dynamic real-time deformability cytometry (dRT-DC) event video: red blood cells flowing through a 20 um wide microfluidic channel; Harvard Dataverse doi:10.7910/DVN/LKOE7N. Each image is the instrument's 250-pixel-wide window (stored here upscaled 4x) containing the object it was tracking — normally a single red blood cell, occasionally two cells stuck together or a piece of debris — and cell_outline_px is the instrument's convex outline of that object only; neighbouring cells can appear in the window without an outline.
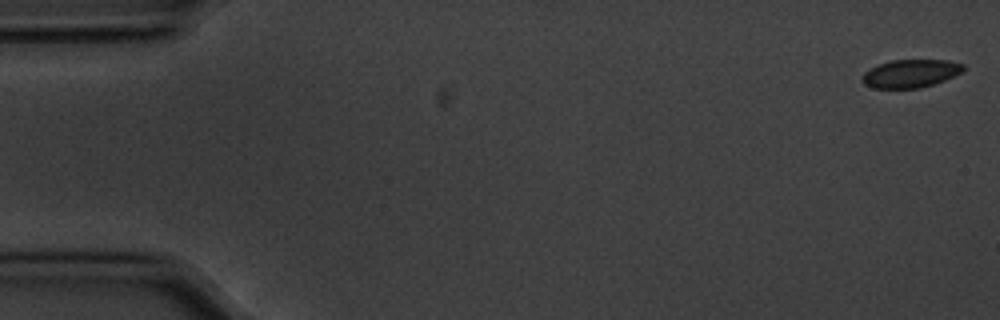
{"species": "common noctule bat (a hibernating species)", "species_latin": "Nyctalus noctula", "temperature_condition": "cold", "stored_images_in_passage": 56, "camera_frame_rate_fps": 3000, "um_per_image_px": 0.085, "animal": {"sex": "male", "body_mass_g": 20.1, "forearm_length_mm": 53.5}, "frame": {"image": 1, "passage_image": 1, "time_ms": 0.0, "image_size_px": [1000, 320], "cell_outline_px": [[964, 72], [944, 80], [920, 88], [872, 88], [864, 84], [860, 80], [860, 76], [864, 72], [880, 64], [892, 60], [948, 60], [964, 64]], "centroid_in_image_um": [77.39, 6.25], "position_along_channel_um": 7.6, "area_um2": 16.59}}
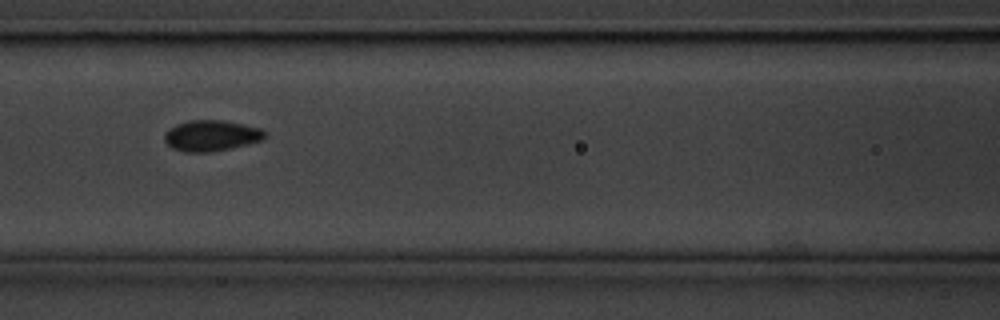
{"frame": {"image": 2, "passage_image": 24, "time_ms": 7.667, "image_size_px": [1000, 320], "cell_outline_px": [[268, 136], [264, 140], [248, 144], [212, 152], [184, 152], [172, 148], [164, 140], [164, 132], [168, 128], [176, 124], [188, 120], [220, 120], [244, 124], [264, 128], [268, 132]], "centroid_in_image_um": [18.0, 11.52], "position_along_channel_um": 148.6, "area_um2": 18.5}}
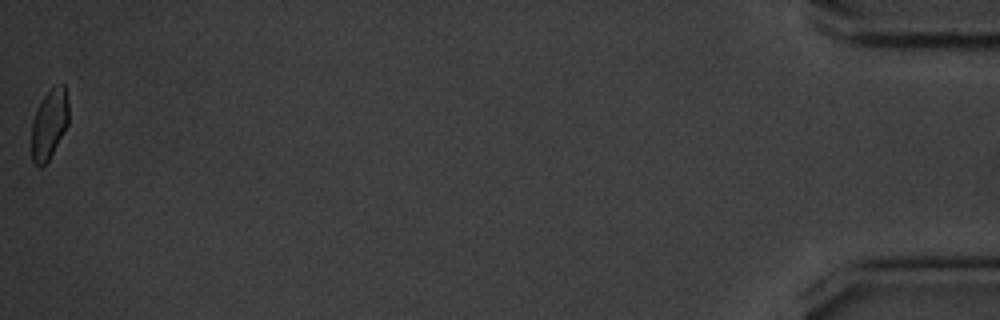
{"frame": {"image": 3, "passage_image": 56, "time_ms": 18.333, "image_size_px": [1000, 320], "cell_outline_px": [[68, 124], [48, 160], [40, 168], [32, 160], [32, 120], [36, 108], [40, 100], [52, 88], [60, 84], [64, 84], [68, 100]], "centroid_in_image_um": [4.18, 10.52], "position_along_channel_um": 431.0, "area_um2": 14.97}}